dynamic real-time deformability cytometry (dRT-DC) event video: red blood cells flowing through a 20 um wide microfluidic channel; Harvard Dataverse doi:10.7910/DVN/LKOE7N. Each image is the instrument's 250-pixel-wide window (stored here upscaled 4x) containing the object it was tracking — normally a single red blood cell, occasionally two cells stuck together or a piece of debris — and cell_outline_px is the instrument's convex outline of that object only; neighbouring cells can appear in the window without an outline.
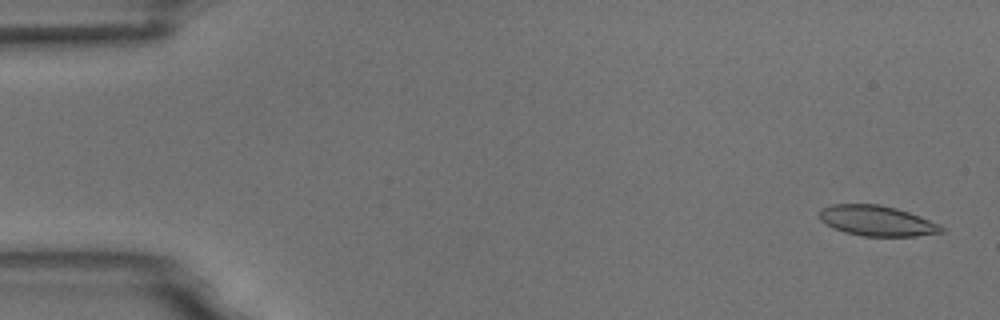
{"species": "common noctule bat (a hibernating species)", "species_latin": "Nyctalus noctula", "temperature_condition": "room temperature", "stored_images_in_passage": 5, "camera_frame_rate_fps": 3000, "um_per_image_px": 0.085, "animal": {"sex": "male", "body_mass_g": 18.8}, "frame": {"image": 1, "passage_image": 1, "time_ms": 0.0, "image_size_px": [1000, 320], "cell_outline_px": [[944, 232], [916, 236], [864, 236], [844, 232], [832, 228], [824, 224], [820, 220], [820, 208], [832, 204], [880, 204], [896, 208], [908, 212], [928, 220], [944, 228]], "centroid_in_image_um": [74.47, 18.76], "position_along_channel_um": 10.5, "area_um2": 21.5}}
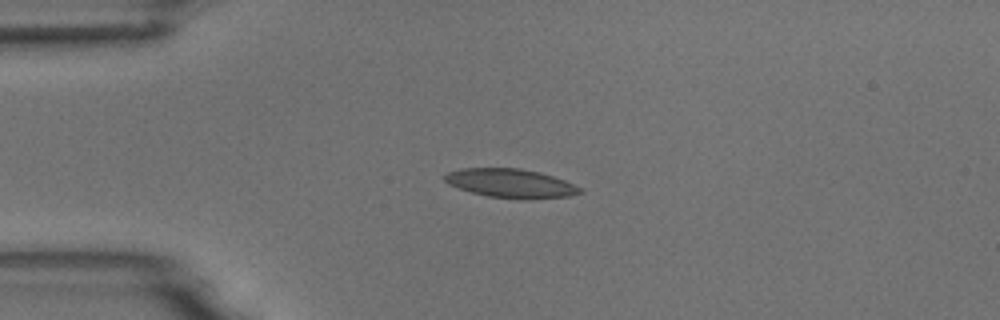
{"frame": {"image": 2, "passage_image": 4, "time_ms": 3.667, "image_size_px": [1000, 320], "cell_outline_px": [[584, 192], [568, 196], [488, 196], [472, 192], [448, 184], [444, 180], [444, 176], [448, 172], [460, 168], [520, 168], [540, 172], [564, 180], [580, 188]], "centroid_in_image_um": [43.33, 15.52], "position_along_channel_um": 41.7, "area_um2": 21.56}}